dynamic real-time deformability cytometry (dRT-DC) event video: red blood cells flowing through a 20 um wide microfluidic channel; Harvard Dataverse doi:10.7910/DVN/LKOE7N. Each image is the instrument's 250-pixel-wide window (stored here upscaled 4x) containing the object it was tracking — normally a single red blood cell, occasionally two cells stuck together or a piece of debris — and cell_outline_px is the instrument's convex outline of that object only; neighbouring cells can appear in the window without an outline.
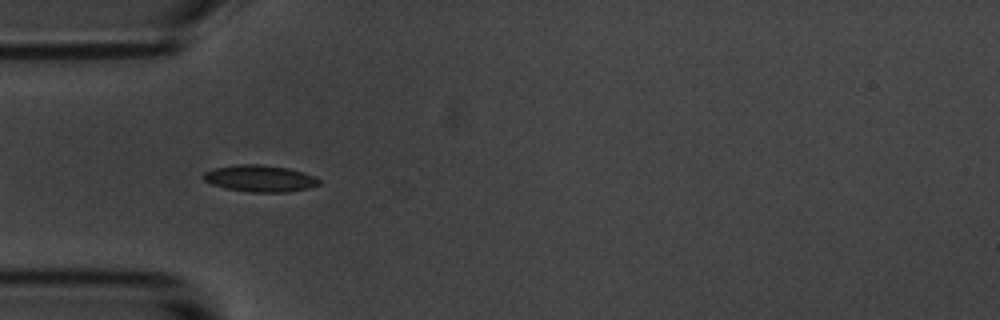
{"species": "common noctule bat (a hibernating species)", "species_latin": "Nyctalus noctula", "temperature_condition": "room temperature", "stored_images_in_passage": 5, "camera_frame_rate_fps": 3000, "um_per_image_px": 0.085, "animal": {"sex": "male", "body_mass_g": 20.1, "forearm_length_mm": 53.5}, "frame": {"image": 1, "passage_image": 4, "time_ms": 3.333, "image_size_px": [1000, 320], "cell_outline_px": [[320, 184], [308, 188], [288, 192], [252, 192], [228, 188], [212, 184], [204, 180], [204, 172], [212, 168], [236, 164], [260, 164], [288, 168], [304, 172], [316, 176], [320, 180]], "centroid_in_image_um": [22.12, 15.15], "position_along_channel_um": 62.9, "area_um2": 17.98}}